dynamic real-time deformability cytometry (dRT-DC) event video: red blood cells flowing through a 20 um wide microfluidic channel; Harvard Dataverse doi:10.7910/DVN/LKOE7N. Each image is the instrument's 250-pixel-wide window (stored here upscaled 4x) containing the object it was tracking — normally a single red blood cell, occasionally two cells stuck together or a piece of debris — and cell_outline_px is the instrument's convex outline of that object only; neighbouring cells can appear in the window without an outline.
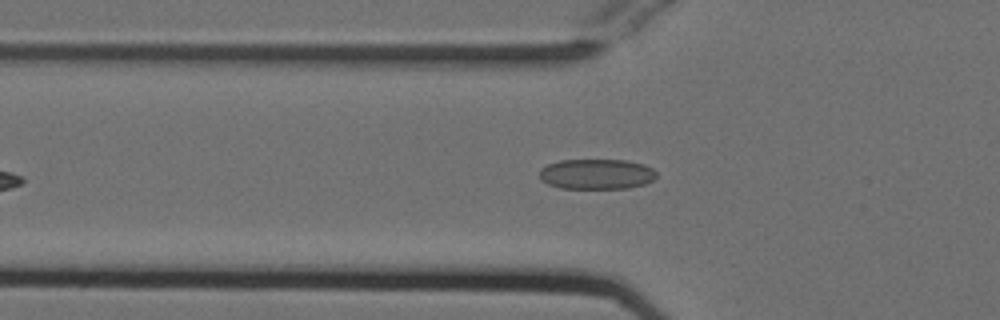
{"species": "Egyptian fruit bat (a non-hibernating species)", "species_latin": "Rousettus aegyptiacus", "temperature_condition": "cold", "stored_images_in_passage": 38, "camera_frame_rate_fps": 3000, "um_per_image_px": 0.085, "animal": {"sex": "female"}, "frame": {"image": 1, "passage_image": 6, "time_ms": 1.667, "image_size_px": [1000, 320], "cell_outline_px": [[656, 176], [652, 180], [644, 184], [628, 188], [560, 188], [548, 184], [540, 180], [540, 168], [548, 164], [560, 160], [624, 160], [644, 164], [652, 168], [656, 172]], "centroid_in_image_um": [50.69, 14.79], "position_along_channel_um": 75.1, "area_um2": 20.63}}
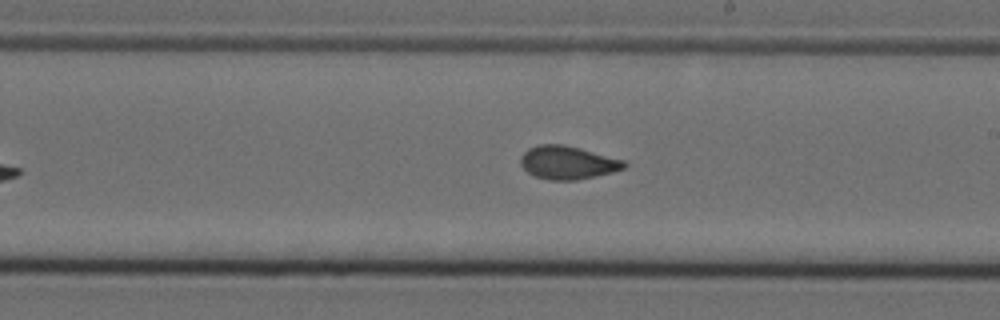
{"frame": {"image": 2, "passage_image": 19, "time_ms": 6.0, "image_size_px": [1000, 320], "cell_outline_px": [[628, 164], [624, 168], [612, 172], [596, 176], [576, 180], [548, 180], [536, 176], [528, 172], [520, 164], [520, 156], [528, 148], [540, 144], [564, 144], [580, 148], [624, 160]], "centroid_in_image_um": [48.24, 13.81], "position_along_channel_um": 240.8, "area_um2": 20.06}}
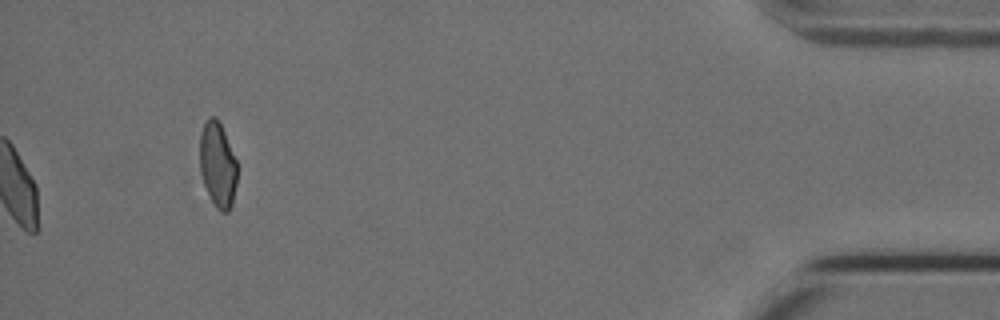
{"frame": {"image": 3, "passage_image": 38, "time_ms": 12.333, "image_size_px": [1000, 320], "cell_outline_px": [[236, 184], [232, 204], [228, 212], [220, 212], [216, 208], [204, 184], [200, 172], [200, 132], [204, 124], [212, 116], [216, 116], [224, 132], [236, 160]], "centroid_in_image_um": [18.49, 14.02], "position_along_channel_um": 416.7, "area_um2": 18.26}, "authors_computed_cell_mechanics": {"area_um2": 19.9988, "velocity_mm_per_s": 3.8079, "shape_relaxation_time_tau1_ms": 10.6316, "shape_relaxation_time_tau2_ms": 1.0941, "deformation_change_tau1": 0.1808, "deformation_change_tau2": 0.0708}}